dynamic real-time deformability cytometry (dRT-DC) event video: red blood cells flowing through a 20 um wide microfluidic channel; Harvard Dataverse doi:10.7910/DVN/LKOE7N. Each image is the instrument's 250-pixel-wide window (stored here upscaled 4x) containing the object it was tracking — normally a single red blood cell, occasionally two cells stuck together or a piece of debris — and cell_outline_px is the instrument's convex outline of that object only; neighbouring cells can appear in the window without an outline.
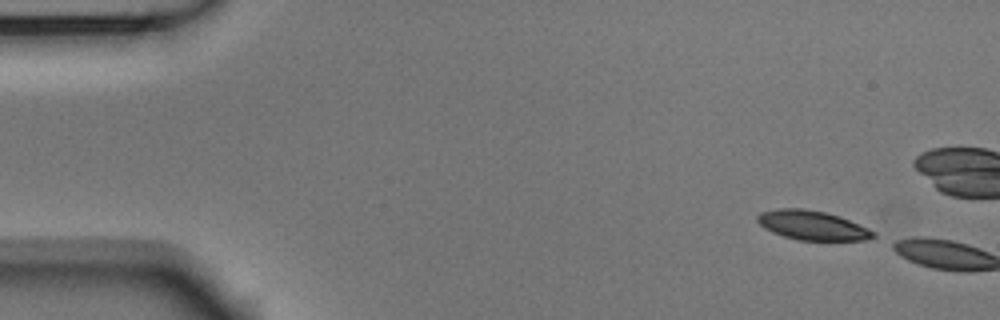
{"species": "Egyptian fruit bat (a non-hibernating species)", "species_latin": "Rousettus aegyptiacus", "temperature_condition": "room temperature", "stored_images_in_passage": 3, "camera_frame_rate_fps": 3000, "um_per_image_px": 0.085, "animal": {"sex": "male"}, "frame": {"image": 1, "passage_image": 1, "time_ms": 0.0, "image_size_px": [1000, 320], "cell_outline_px": [[876, 236], [868, 240], [796, 240], [772, 232], [764, 228], [756, 220], [756, 216], [760, 212], [776, 208], [804, 208], [824, 212], [840, 216], [868, 228], [876, 232]], "centroid_in_image_um": [69.03, 19.15], "position_along_channel_um": 16.0, "area_um2": 19.94}}